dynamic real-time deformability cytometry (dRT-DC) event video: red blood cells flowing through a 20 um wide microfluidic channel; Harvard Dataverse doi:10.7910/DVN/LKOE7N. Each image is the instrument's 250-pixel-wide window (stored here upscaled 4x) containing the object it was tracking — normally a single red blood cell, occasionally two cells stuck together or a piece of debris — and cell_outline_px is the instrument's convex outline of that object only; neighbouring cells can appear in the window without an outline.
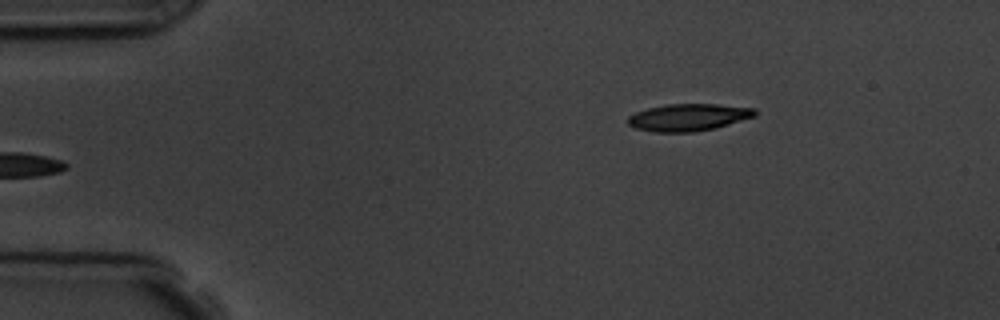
{"species": "common noctule bat (a hibernating species)", "species_latin": "Nyctalus noctula", "temperature_condition": "room temperature", "stored_images_in_passage": 5, "camera_frame_rate_fps": 3000, "um_per_image_px": 0.085, "animal": {"sex": "male", "body_mass_g": 19.5, "forearm_length_mm": 54.6}, "frame": {"image": 1, "passage_image": 5, "time_ms": 4.667, "image_size_px": [1000, 320], "cell_outline_px": [[756, 116], [716, 128], [692, 132], [656, 132], [636, 128], [628, 124], [628, 116], [636, 112], [648, 108], [668, 104], [716, 104], [756, 108]], "centroid_in_image_um": [58.54, 9.97], "position_along_channel_um": 26.5, "area_um2": 20.06}}